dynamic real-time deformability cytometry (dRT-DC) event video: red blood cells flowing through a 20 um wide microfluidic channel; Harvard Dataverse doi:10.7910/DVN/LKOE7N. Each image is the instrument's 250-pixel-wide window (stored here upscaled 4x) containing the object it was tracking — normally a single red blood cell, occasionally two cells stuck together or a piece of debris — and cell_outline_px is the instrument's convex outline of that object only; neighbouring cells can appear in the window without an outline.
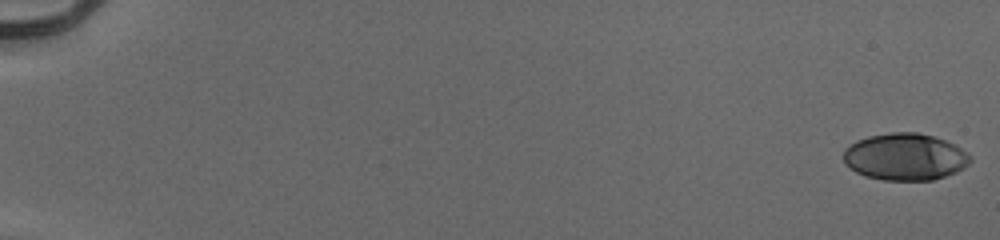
{"species": "human", "species_latin": "Homo sapiens", "temperature_condition": "cold", "stored_images_in_passage": 55, "camera_frame_rate_fps": 3000, "um_per_image_px": 0.085, "donor": {"sex": "male"}, "frame": {"image": 1, "passage_image": 1, "time_ms": 0.0, "image_size_px": [1000, 240], "cell_outline_px": [[972, 160], [964, 168], [956, 172], [932, 180], [884, 180], [864, 176], [856, 172], [844, 164], [844, 148], [856, 140], [868, 136], [892, 132], [916, 132], [932, 136], [956, 144], [968, 152], [972, 156]], "centroid_in_image_um": [76.93, 13.33], "position_along_channel_um": 8.1, "area_um2": 34.97}}
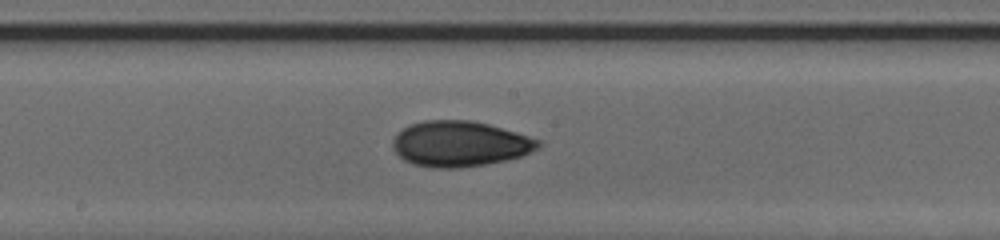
{"frame": {"image": 2, "passage_image": 32, "time_ms": 10.333, "image_size_px": [1000, 240], "cell_outline_px": [[544, 144], [540, 148], [520, 156], [508, 160], [460, 168], [432, 168], [412, 164], [404, 160], [392, 148], [392, 140], [396, 132], [408, 124], [424, 120], [472, 120], [488, 124], [516, 132], [540, 140]], "centroid_in_image_um": [39.06, 12.22], "position_along_channel_um": 209.1, "area_um2": 39.02}}
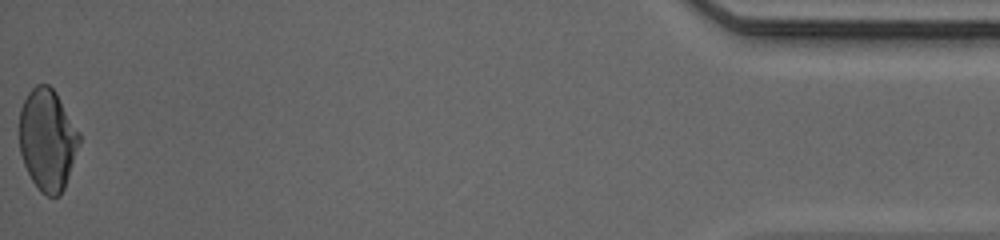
{"frame": {"image": 3, "passage_image": 55, "time_ms": 18.0, "image_size_px": [1000, 240], "cell_outline_px": [[80, 144], [64, 188], [60, 196], [48, 196], [40, 192], [32, 180], [24, 164], [20, 152], [20, 108], [28, 92], [36, 84], [48, 84], [56, 92], [80, 132]], "centroid_in_image_um": [4.04, 11.87], "position_along_channel_um": 431.2, "area_um2": 35.55}, "authors_computed_cell_mechanics": {"area_um2": 36.0672, "velocity_mm_per_s": 3.9717, "shape_relaxation_time_tau1_ms": 9.0718, "shape_relaxation_time_tau2_ms": 1.9448, "deformation_change_tau1": 0.222, "deformation_change_tau2": 0.0634}}